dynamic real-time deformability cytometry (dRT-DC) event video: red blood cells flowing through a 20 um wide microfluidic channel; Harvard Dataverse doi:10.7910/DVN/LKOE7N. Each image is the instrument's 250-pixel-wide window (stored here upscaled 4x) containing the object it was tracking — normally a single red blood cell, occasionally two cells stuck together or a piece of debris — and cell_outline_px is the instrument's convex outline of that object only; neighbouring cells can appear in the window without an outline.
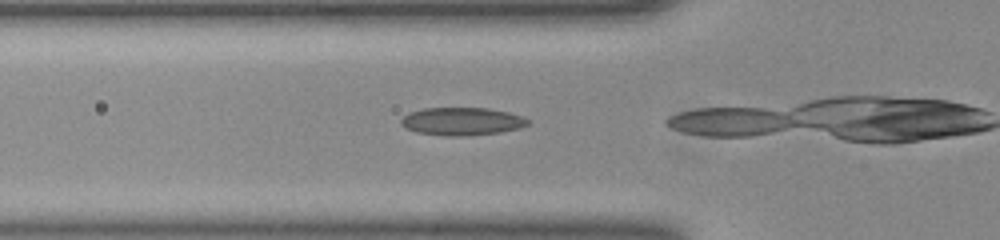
{"species": "common noctule bat (a hibernating species)", "species_latin": "Nyctalus noctula", "temperature_condition": "room temperature", "stored_images_in_passage": 9, "camera_frame_rate_fps": 3000, "um_per_image_px": 0.085, "animal": {"sex": "female", "body_mass_g": 23.0, "forearm_length_mm": 53.4}, "frame": {"image": 1, "passage_image": 8, "time_ms": 2.333, "image_size_px": [1000, 240], "cell_outline_px": [[532, 120], [528, 124], [520, 128], [500, 132], [464, 136], [448, 136], [416, 132], [404, 128], [400, 124], [400, 120], [408, 112], [424, 108], [488, 108], [508, 112], [524, 116]], "centroid_in_image_um": [39.27, 10.31], "position_along_channel_um": 86.5, "area_um2": 20.81}}